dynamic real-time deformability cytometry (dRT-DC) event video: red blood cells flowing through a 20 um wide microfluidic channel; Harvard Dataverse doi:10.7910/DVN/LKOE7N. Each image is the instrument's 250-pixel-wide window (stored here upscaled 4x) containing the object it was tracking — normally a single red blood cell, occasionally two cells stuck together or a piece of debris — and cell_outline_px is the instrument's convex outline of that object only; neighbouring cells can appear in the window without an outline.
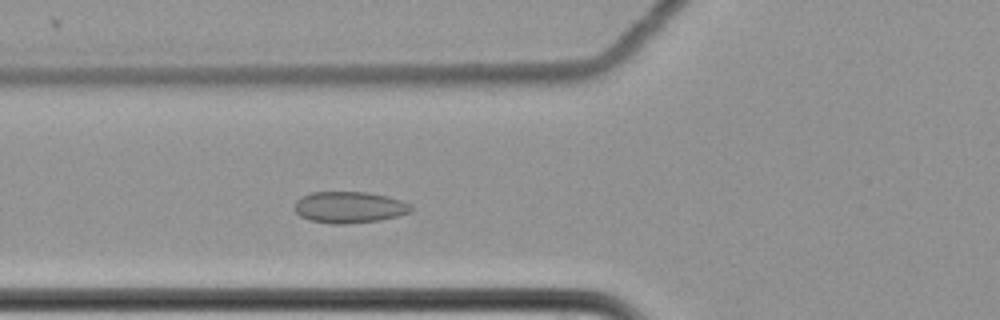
{"species": "common noctule bat (a hibernating species)", "species_latin": "Nyctalus noctula", "temperature_condition": "cold", "stored_images_in_passage": 56, "camera_frame_rate_fps": 3000, "um_per_image_px": 0.085, "animal": {"sex": "female", "body_mass_g": 22.7, "forearm_length_mm": 54.2}, "frame": {"image": 1, "passage_image": 19, "time_ms": 6.0, "image_size_px": [1000, 320], "cell_outline_px": [[412, 208], [408, 212], [396, 216], [380, 220], [348, 224], [332, 224], [312, 220], [300, 216], [296, 212], [296, 200], [300, 196], [312, 192], [368, 192], [388, 196], [412, 204]], "centroid_in_image_um": [29.69, 17.61], "position_along_channel_um": 96.1, "area_um2": 21.27}}
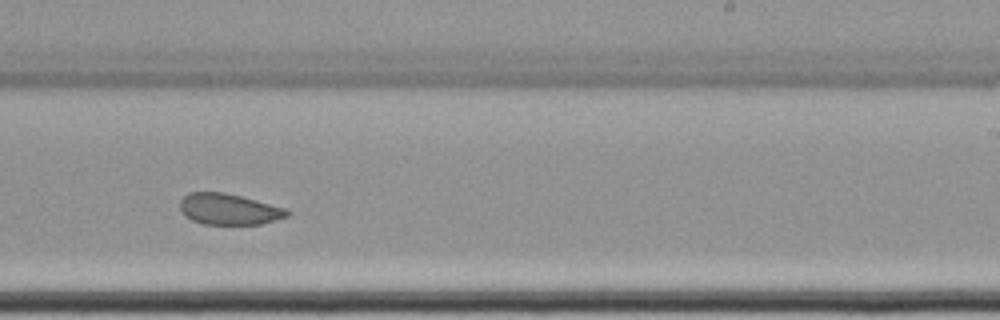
{"frame": {"image": 2, "passage_image": 34, "time_ms": 11.0, "image_size_px": [1000, 320], "cell_outline_px": [[292, 212], [288, 216], [260, 224], [204, 224], [192, 220], [184, 216], [180, 208], [180, 200], [188, 192], [224, 192], [288, 208]], "centroid_in_image_um": [19.46, 17.78], "position_along_channel_um": 269.5, "area_um2": 19.48}}
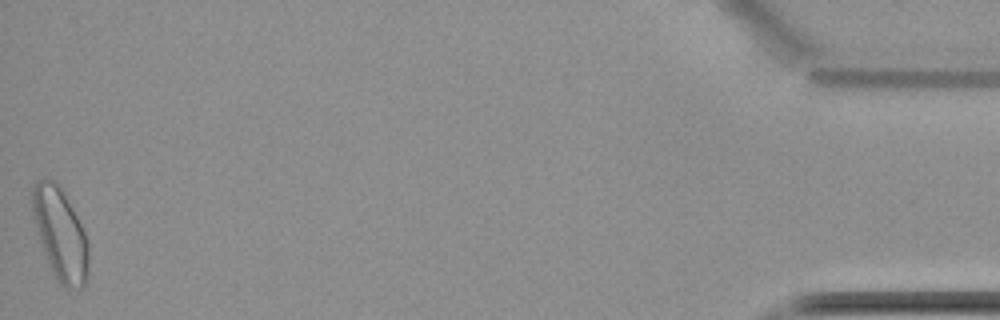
{"frame": {"image": 3, "passage_image": 56, "time_ms": 18.333, "image_size_px": [1000, 320], "cell_outline_px": [[88, 272], [84, 284], [80, 288], [64, 288], [60, 284], [52, 272], [48, 264], [32, 216], [32, 188], [36, 180], [44, 176], [52, 180], [64, 192], [84, 232], [88, 244]], "centroid_in_image_um": [5.1, 19.88], "position_along_channel_um": 430.1, "area_um2": 29.88}, "authors_computed_cell_mechanics": {"area_um2": 21.5594, "velocity_mm_per_s": 3.4727, "shape_relaxation_time_tau1_ms": null, "shape_relaxation_time_tau2_ms": 1.7539, "deformation_change_tau1": null, "deformation_change_tau2": 0.0571}}